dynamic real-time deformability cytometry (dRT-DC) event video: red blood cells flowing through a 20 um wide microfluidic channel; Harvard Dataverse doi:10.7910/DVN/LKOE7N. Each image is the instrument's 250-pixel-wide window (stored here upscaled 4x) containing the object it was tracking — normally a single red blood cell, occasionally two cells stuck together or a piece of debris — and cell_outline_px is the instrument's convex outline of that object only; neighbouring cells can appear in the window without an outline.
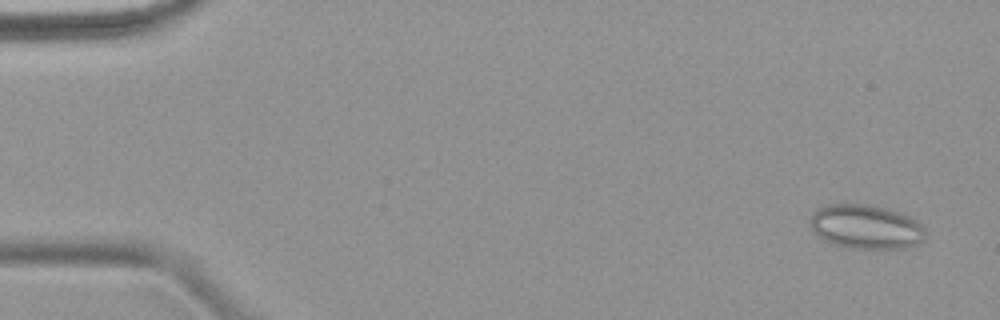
{"species": "common noctule bat (a hibernating species)", "species_latin": "Nyctalus noctula", "temperature_condition": "warm", "stored_images_in_passage": 4, "camera_frame_rate_fps": 3000, "um_per_image_px": 0.085, "animal": {"sex": "female", "body_mass_g": 18.4}, "frame": {"image": 1, "passage_image": 1, "time_ms": 0.0, "image_size_px": [1000, 320], "cell_outline_px": [[924, 240], [916, 244], [904, 248], [856, 248], [836, 244], [824, 240], [812, 228], [812, 216], [816, 208], [828, 204], [868, 204], [900, 212], [916, 220], [924, 228]], "centroid_in_image_um": [73.63, 19.26], "position_along_channel_um": 11.4, "area_um2": 29.19}}